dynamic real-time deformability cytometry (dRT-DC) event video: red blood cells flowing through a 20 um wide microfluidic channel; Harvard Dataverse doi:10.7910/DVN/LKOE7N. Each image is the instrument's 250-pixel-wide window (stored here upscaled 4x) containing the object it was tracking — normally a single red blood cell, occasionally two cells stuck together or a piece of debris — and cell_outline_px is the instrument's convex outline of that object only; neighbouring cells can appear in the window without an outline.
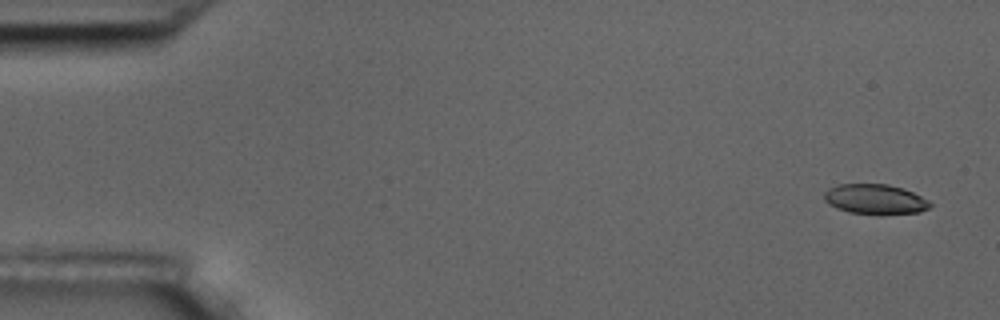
{"species": "common noctule bat (a hibernating species)", "species_latin": "Nyctalus noctula", "temperature_condition": "room temperature", "stored_images_in_passage": 5, "camera_frame_rate_fps": 3000, "um_per_image_px": 0.085, "animal": {"sex": "male", "body_mass_g": 17.5, "forearm_length_mm": 52.3}, "frame": {"image": 1, "passage_image": 1, "time_ms": 0.0, "image_size_px": [1000, 320], "cell_outline_px": [[932, 204], [928, 208], [920, 212], [880, 216], [848, 212], [836, 208], [828, 204], [824, 200], [824, 192], [828, 188], [840, 184], [888, 184], [904, 188], [928, 200]], "centroid_in_image_um": [74.38, 16.96], "position_along_channel_um": 10.6, "area_um2": 18.96}}